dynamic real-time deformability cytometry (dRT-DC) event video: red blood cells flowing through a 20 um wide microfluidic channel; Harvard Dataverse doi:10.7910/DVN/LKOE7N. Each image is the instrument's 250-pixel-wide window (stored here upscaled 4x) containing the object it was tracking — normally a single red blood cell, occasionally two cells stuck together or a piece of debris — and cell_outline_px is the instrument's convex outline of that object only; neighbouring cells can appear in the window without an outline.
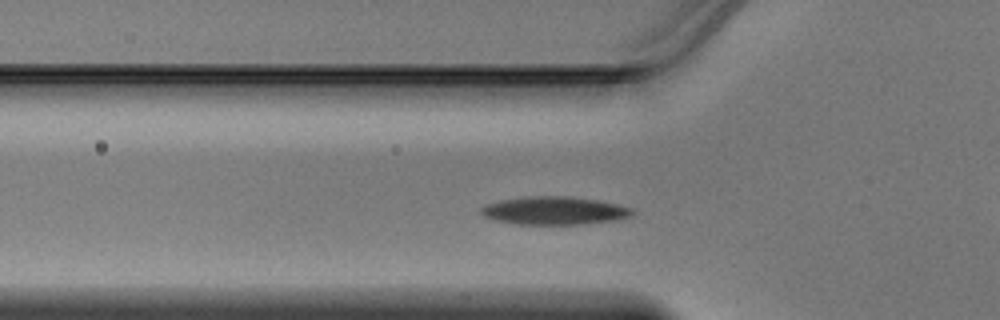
{"species": "Egyptian fruit bat (a non-hibernating species)", "species_latin": "Rousettus aegyptiacus", "temperature_condition": "warm", "stored_images_in_passage": 38, "camera_frame_rate_fps": 3000, "um_per_image_px": 0.085, "animal": {"sex": "male"}, "frame": {"image": 1, "passage_image": 10, "time_ms": 3.0, "image_size_px": [1000, 320], "cell_outline_px": [[636, 212], [632, 216], [616, 220], [588, 224], [516, 224], [496, 220], [484, 216], [480, 212], [480, 208], [484, 204], [500, 200], [528, 196], [572, 196], [600, 200], [632, 208]], "centroid_in_image_um": [47.15, 17.9], "position_along_channel_um": 78.7, "area_um2": 25.03}}
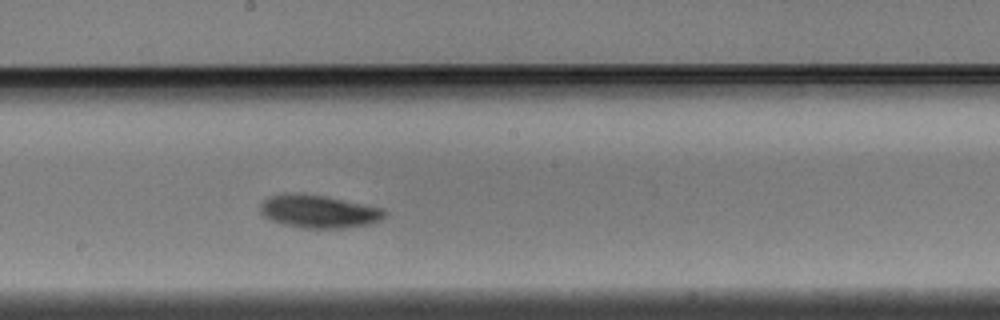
{"frame": {"image": 2, "passage_image": 20, "time_ms": 6.333, "image_size_px": [1000, 320], "cell_outline_px": [[388, 212], [380, 220], [372, 224], [344, 228], [304, 228], [284, 224], [272, 220], [264, 216], [260, 212], [260, 204], [268, 196], [284, 192], [304, 192], [384, 208]], "centroid_in_image_um": [27.08, 17.95], "position_along_channel_um": 221.1, "area_um2": 24.22}}
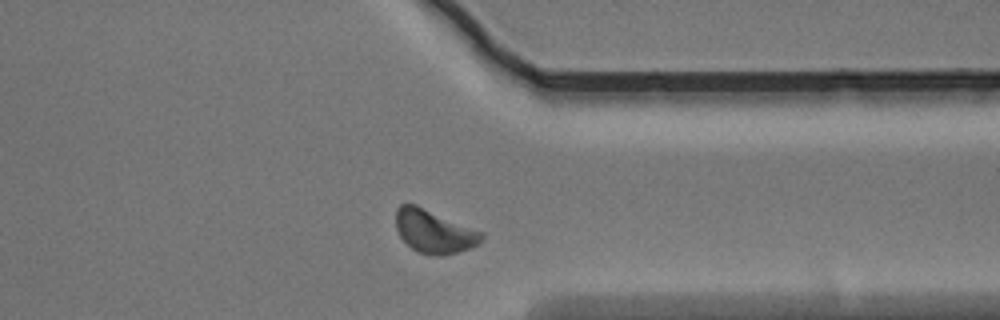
{"frame": {"image": 3, "passage_image": 31, "time_ms": 10.0, "image_size_px": [1000, 320], "cell_outline_px": [[484, 240], [480, 244], [444, 256], [436, 256], [416, 252], [400, 236], [396, 228], [396, 208], [400, 204], [416, 204], [484, 232]], "centroid_in_image_um": [36.92, 19.67], "position_along_channel_um": 374.5, "area_um2": 21.79}}